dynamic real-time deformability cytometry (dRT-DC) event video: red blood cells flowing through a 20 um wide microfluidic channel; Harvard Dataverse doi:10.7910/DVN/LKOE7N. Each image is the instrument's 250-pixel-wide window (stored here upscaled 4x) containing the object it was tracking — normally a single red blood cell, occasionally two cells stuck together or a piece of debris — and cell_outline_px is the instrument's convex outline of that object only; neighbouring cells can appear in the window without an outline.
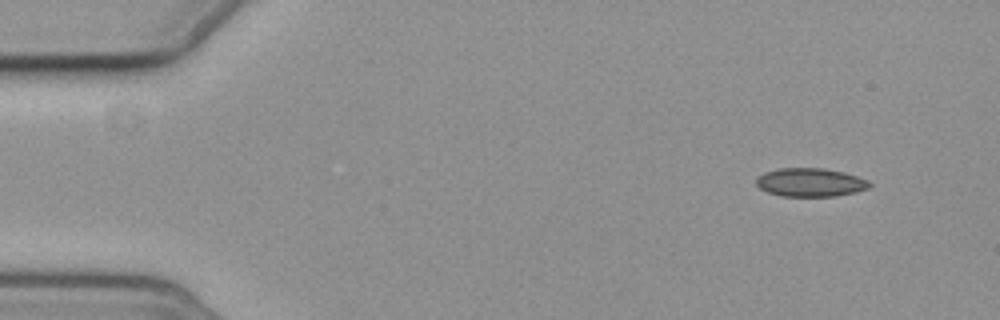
{"species": "common noctule bat (a hibernating species)", "species_latin": "Nyctalus noctula", "temperature_condition": "cold", "stored_images_in_passage": 4, "camera_frame_rate_fps": 3000, "um_per_image_px": 0.085, "animal": {"sex": "female", "body_mass_g": 19.3, "forearm_length_mm": 54.1}, "frame": {"image": 1, "passage_image": 1, "time_ms": 0.0, "image_size_px": [1000, 320], "cell_outline_px": [[872, 184], [868, 188], [856, 192], [836, 196], [780, 196], [768, 192], [760, 188], [756, 184], [756, 176], [764, 172], [780, 168], [824, 168], [844, 172], [868, 180]], "centroid_in_image_um": [68.87, 15.5], "position_along_channel_um": 16.1, "area_um2": 18.9}}